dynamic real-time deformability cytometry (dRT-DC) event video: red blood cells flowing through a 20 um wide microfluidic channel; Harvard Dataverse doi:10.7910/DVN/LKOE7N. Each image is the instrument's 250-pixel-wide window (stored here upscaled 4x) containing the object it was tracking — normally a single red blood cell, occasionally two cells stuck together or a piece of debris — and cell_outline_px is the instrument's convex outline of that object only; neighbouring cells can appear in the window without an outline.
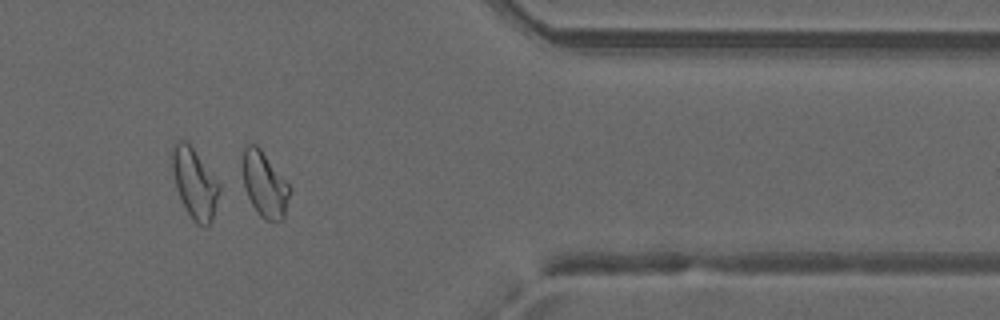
{"species": "common noctule bat (a hibernating species)", "species_latin": "Nyctalus noctula", "temperature_condition": "warm", "stored_images_in_passage": 48, "camera_frame_rate_fps": 3000, "um_per_image_px": 0.085, "animal": {"sex": "male", "forearm_length_mm": 52.5}, "frame": {"image": 1, "passage_image": 41, "time_ms": 13.333, "image_size_px": [1000, 320], "cell_outline_px": [[292, 188], [284, 220], [264, 220], [260, 216], [252, 204], [244, 188], [244, 144], [256, 144], [260, 148]], "centroid_in_image_um": [22.53, 15.71], "position_along_channel_um": 388.9, "area_um2": 17.8}, "authors_computed_cell_mechanics": {"area_um2": 23.6113, "velocity_mm_per_s": 4.1888, "shape_relaxation_time_tau1_ms": null, "shape_relaxation_time_tau2_ms": 1.4628, "deformation_change_tau1": null, "deformation_change_tau2": 0.0716}}